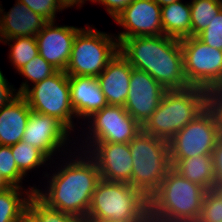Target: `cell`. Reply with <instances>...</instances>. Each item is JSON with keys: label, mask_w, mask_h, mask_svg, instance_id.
I'll use <instances>...</instances> for the list:
<instances>
[{"label": "cell", "mask_w": 222, "mask_h": 222, "mask_svg": "<svg viewBox=\"0 0 222 222\" xmlns=\"http://www.w3.org/2000/svg\"><path fill=\"white\" fill-rule=\"evenodd\" d=\"M58 159L57 163L56 160L51 161L53 166L50 164V168L56 170L44 172L43 178L47 180L44 184L47 186L45 184L43 189L38 185L35 194L51 208L86 219L92 195L101 179L97 165L79 149Z\"/></svg>", "instance_id": "1"}, {"label": "cell", "mask_w": 222, "mask_h": 222, "mask_svg": "<svg viewBox=\"0 0 222 222\" xmlns=\"http://www.w3.org/2000/svg\"><path fill=\"white\" fill-rule=\"evenodd\" d=\"M119 53L138 70L151 75L166 90H182L189 86L183 64L180 39L139 36L119 42Z\"/></svg>", "instance_id": "2"}, {"label": "cell", "mask_w": 222, "mask_h": 222, "mask_svg": "<svg viewBox=\"0 0 222 222\" xmlns=\"http://www.w3.org/2000/svg\"><path fill=\"white\" fill-rule=\"evenodd\" d=\"M206 191L172 167L149 198L150 222H197Z\"/></svg>", "instance_id": "3"}, {"label": "cell", "mask_w": 222, "mask_h": 222, "mask_svg": "<svg viewBox=\"0 0 222 222\" xmlns=\"http://www.w3.org/2000/svg\"><path fill=\"white\" fill-rule=\"evenodd\" d=\"M210 105V92L199 87L167 90L142 131L169 142Z\"/></svg>", "instance_id": "4"}, {"label": "cell", "mask_w": 222, "mask_h": 222, "mask_svg": "<svg viewBox=\"0 0 222 222\" xmlns=\"http://www.w3.org/2000/svg\"><path fill=\"white\" fill-rule=\"evenodd\" d=\"M150 221L149 199L128 183L100 179L86 220Z\"/></svg>", "instance_id": "5"}, {"label": "cell", "mask_w": 222, "mask_h": 222, "mask_svg": "<svg viewBox=\"0 0 222 222\" xmlns=\"http://www.w3.org/2000/svg\"><path fill=\"white\" fill-rule=\"evenodd\" d=\"M129 149L133 160L131 186L149 199L172 168L169 143L141 131L129 142Z\"/></svg>", "instance_id": "6"}, {"label": "cell", "mask_w": 222, "mask_h": 222, "mask_svg": "<svg viewBox=\"0 0 222 222\" xmlns=\"http://www.w3.org/2000/svg\"><path fill=\"white\" fill-rule=\"evenodd\" d=\"M118 52L119 42L115 34L97 30L88 23L74 38L65 73L68 76L97 77Z\"/></svg>", "instance_id": "7"}, {"label": "cell", "mask_w": 222, "mask_h": 222, "mask_svg": "<svg viewBox=\"0 0 222 222\" xmlns=\"http://www.w3.org/2000/svg\"><path fill=\"white\" fill-rule=\"evenodd\" d=\"M22 96L31 110L49 115L61 121L76 136L75 130L81 123H75L77 116L70 102L69 76L65 71H57L52 76L29 87ZM75 124V125H74ZM77 127V128H76Z\"/></svg>", "instance_id": "8"}, {"label": "cell", "mask_w": 222, "mask_h": 222, "mask_svg": "<svg viewBox=\"0 0 222 222\" xmlns=\"http://www.w3.org/2000/svg\"><path fill=\"white\" fill-rule=\"evenodd\" d=\"M221 136L222 127L218 114L209 105L168 142L172 167L184 158L212 155Z\"/></svg>", "instance_id": "9"}, {"label": "cell", "mask_w": 222, "mask_h": 222, "mask_svg": "<svg viewBox=\"0 0 222 222\" xmlns=\"http://www.w3.org/2000/svg\"><path fill=\"white\" fill-rule=\"evenodd\" d=\"M82 125L79 128L80 135L76 136V145L79 146L76 149L79 150L88 142L129 143L142 131V126L129 115L124 106L109 104L94 112Z\"/></svg>", "instance_id": "10"}, {"label": "cell", "mask_w": 222, "mask_h": 222, "mask_svg": "<svg viewBox=\"0 0 222 222\" xmlns=\"http://www.w3.org/2000/svg\"><path fill=\"white\" fill-rule=\"evenodd\" d=\"M180 44L189 86L209 92L222 87V50L206 45L196 36L180 39Z\"/></svg>", "instance_id": "11"}, {"label": "cell", "mask_w": 222, "mask_h": 222, "mask_svg": "<svg viewBox=\"0 0 222 222\" xmlns=\"http://www.w3.org/2000/svg\"><path fill=\"white\" fill-rule=\"evenodd\" d=\"M72 135L74 134L57 118L31 110L22 141L32 144L54 161L76 148L77 140Z\"/></svg>", "instance_id": "12"}, {"label": "cell", "mask_w": 222, "mask_h": 222, "mask_svg": "<svg viewBox=\"0 0 222 222\" xmlns=\"http://www.w3.org/2000/svg\"><path fill=\"white\" fill-rule=\"evenodd\" d=\"M81 150L95 161L101 179L131 185L133 160L129 143L88 142Z\"/></svg>", "instance_id": "13"}, {"label": "cell", "mask_w": 222, "mask_h": 222, "mask_svg": "<svg viewBox=\"0 0 222 222\" xmlns=\"http://www.w3.org/2000/svg\"><path fill=\"white\" fill-rule=\"evenodd\" d=\"M114 22L123 29L115 33L118 42L132 37L163 35L161 6L154 0H134Z\"/></svg>", "instance_id": "14"}, {"label": "cell", "mask_w": 222, "mask_h": 222, "mask_svg": "<svg viewBox=\"0 0 222 222\" xmlns=\"http://www.w3.org/2000/svg\"><path fill=\"white\" fill-rule=\"evenodd\" d=\"M166 91L151 75L132 67L124 108L142 126L158 108Z\"/></svg>", "instance_id": "15"}, {"label": "cell", "mask_w": 222, "mask_h": 222, "mask_svg": "<svg viewBox=\"0 0 222 222\" xmlns=\"http://www.w3.org/2000/svg\"><path fill=\"white\" fill-rule=\"evenodd\" d=\"M48 22L36 35L39 55L58 71H65L75 36L81 27Z\"/></svg>", "instance_id": "16"}, {"label": "cell", "mask_w": 222, "mask_h": 222, "mask_svg": "<svg viewBox=\"0 0 222 222\" xmlns=\"http://www.w3.org/2000/svg\"><path fill=\"white\" fill-rule=\"evenodd\" d=\"M0 1V42L14 37H36L48 21L15 0L8 12Z\"/></svg>", "instance_id": "17"}, {"label": "cell", "mask_w": 222, "mask_h": 222, "mask_svg": "<svg viewBox=\"0 0 222 222\" xmlns=\"http://www.w3.org/2000/svg\"><path fill=\"white\" fill-rule=\"evenodd\" d=\"M69 87L71 106L81 126L82 121L107 105L97 77L69 76Z\"/></svg>", "instance_id": "18"}, {"label": "cell", "mask_w": 222, "mask_h": 222, "mask_svg": "<svg viewBox=\"0 0 222 222\" xmlns=\"http://www.w3.org/2000/svg\"><path fill=\"white\" fill-rule=\"evenodd\" d=\"M132 66L118 52L97 76L107 104L124 106L130 87Z\"/></svg>", "instance_id": "19"}, {"label": "cell", "mask_w": 222, "mask_h": 222, "mask_svg": "<svg viewBox=\"0 0 222 222\" xmlns=\"http://www.w3.org/2000/svg\"><path fill=\"white\" fill-rule=\"evenodd\" d=\"M30 111L22 95L0 108V145L12 146L23 139Z\"/></svg>", "instance_id": "20"}, {"label": "cell", "mask_w": 222, "mask_h": 222, "mask_svg": "<svg viewBox=\"0 0 222 222\" xmlns=\"http://www.w3.org/2000/svg\"><path fill=\"white\" fill-rule=\"evenodd\" d=\"M179 0L161 7L163 34L176 39L191 36V9L189 2Z\"/></svg>", "instance_id": "21"}, {"label": "cell", "mask_w": 222, "mask_h": 222, "mask_svg": "<svg viewBox=\"0 0 222 222\" xmlns=\"http://www.w3.org/2000/svg\"><path fill=\"white\" fill-rule=\"evenodd\" d=\"M179 174L206 190L215 188L212 155L181 159L174 167Z\"/></svg>", "instance_id": "22"}, {"label": "cell", "mask_w": 222, "mask_h": 222, "mask_svg": "<svg viewBox=\"0 0 222 222\" xmlns=\"http://www.w3.org/2000/svg\"><path fill=\"white\" fill-rule=\"evenodd\" d=\"M21 188L9 186L0 192V222H18L21 214L27 209L30 197L36 186Z\"/></svg>", "instance_id": "23"}, {"label": "cell", "mask_w": 222, "mask_h": 222, "mask_svg": "<svg viewBox=\"0 0 222 222\" xmlns=\"http://www.w3.org/2000/svg\"><path fill=\"white\" fill-rule=\"evenodd\" d=\"M11 153L19 171L25 177L37 168L48 167L47 169H50L51 160L41 150L30 143L27 144L22 140L19 141L11 146Z\"/></svg>", "instance_id": "24"}, {"label": "cell", "mask_w": 222, "mask_h": 222, "mask_svg": "<svg viewBox=\"0 0 222 222\" xmlns=\"http://www.w3.org/2000/svg\"><path fill=\"white\" fill-rule=\"evenodd\" d=\"M0 43L9 46L7 56H9L10 64L13 65L15 72L39 54L36 37H14L2 40Z\"/></svg>", "instance_id": "25"}, {"label": "cell", "mask_w": 222, "mask_h": 222, "mask_svg": "<svg viewBox=\"0 0 222 222\" xmlns=\"http://www.w3.org/2000/svg\"><path fill=\"white\" fill-rule=\"evenodd\" d=\"M191 36L205 30L222 9V0H191Z\"/></svg>", "instance_id": "26"}, {"label": "cell", "mask_w": 222, "mask_h": 222, "mask_svg": "<svg viewBox=\"0 0 222 222\" xmlns=\"http://www.w3.org/2000/svg\"><path fill=\"white\" fill-rule=\"evenodd\" d=\"M57 71L58 70L56 68L38 54L35 58L18 70L17 73L24 78L19 89H16L18 94L22 95L30 86L52 76Z\"/></svg>", "instance_id": "27"}, {"label": "cell", "mask_w": 222, "mask_h": 222, "mask_svg": "<svg viewBox=\"0 0 222 222\" xmlns=\"http://www.w3.org/2000/svg\"><path fill=\"white\" fill-rule=\"evenodd\" d=\"M27 209L40 222H86L85 218L49 207L35 193L30 197Z\"/></svg>", "instance_id": "28"}, {"label": "cell", "mask_w": 222, "mask_h": 222, "mask_svg": "<svg viewBox=\"0 0 222 222\" xmlns=\"http://www.w3.org/2000/svg\"><path fill=\"white\" fill-rule=\"evenodd\" d=\"M0 177L10 186L25 187L23 180L27 179L16 165L11 153V146L0 145Z\"/></svg>", "instance_id": "29"}, {"label": "cell", "mask_w": 222, "mask_h": 222, "mask_svg": "<svg viewBox=\"0 0 222 222\" xmlns=\"http://www.w3.org/2000/svg\"><path fill=\"white\" fill-rule=\"evenodd\" d=\"M197 222H222V197L215 190H207Z\"/></svg>", "instance_id": "30"}, {"label": "cell", "mask_w": 222, "mask_h": 222, "mask_svg": "<svg viewBox=\"0 0 222 222\" xmlns=\"http://www.w3.org/2000/svg\"><path fill=\"white\" fill-rule=\"evenodd\" d=\"M23 3L28 9L38 13L48 22L56 21L58 12L64 11L59 0H18Z\"/></svg>", "instance_id": "31"}, {"label": "cell", "mask_w": 222, "mask_h": 222, "mask_svg": "<svg viewBox=\"0 0 222 222\" xmlns=\"http://www.w3.org/2000/svg\"><path fill=\"white\" fill-rule=\"evenodd\" d=\"M196 37L206 45L222 50V9L216 14L209 26Z\"/></svg>", "instance_id": "32"}, {"label": "cell", "mask_w": 222, "mask_h": 222, "mask_svg": "<svg viewBox=\"0 0 222 222\" xmlns=\"http://www.w3.org/2000/svg\"><path fill=\"white\" fill-rule=\"evenodd\" d=\"M134 0H92V4L97 3L98 5L103 6L106 10L107 14L111 17V19H115L124 8L133 2Z\"/></svg>", "instance_id": "33"}, {"label": "cell", "mask_w": 222, "mask_h": 222, "mask_svg": "<svg viewBox=\"0 0 222 222\" xmlns=\"http://www.w3.org/2000/svg\"><path fill=\"white\" fill-rule=\"evenodd\" d=\"M215 186L222 184V136L212 151Z\"/></svg>", "instance_id": "34"}, {"label": "cell", "mask_w": 222, "mask_h": 222, "mask_svg": "<svg viewBox=\"0 0 222 222\" xmlns=\"http://www.w3.org/2000/svg\"><path fill=\"white\" fill-rule=\"evenodd\" d=\"M11 84L12 83L8 81L7 77H4L0 81V108L9 104L19 95L16 90L17 87Z\"/></svg>", "instance_id": "35"}, {"label": "cell", "mask_w": 222, "mask_h": 222, "mask_svg": "<svg viewBox=\"0 0 222 222\" xmlns=\"http://www.w3.org/2000/svg\"><path fill=\"white\" fill-rule=\"evenodd\" d=\"M210 105L216 110L220 124H222V87L210 92Z\"/></svg>", "instance_id": "36"}, {"label": "cell", "mask_w": 222, "mask_h": 222, "mask_svg": "<svg viewBox=\"0 0 222 222\" xmlns=\"http://www.w3.org/2000/svg\"><path fill=\"white\" fill-rule=\"evenodd\" d=\"M86 1L92 2V0H59L63 8L66 10L69 8L72 9L74 6L77 7V10H81L80 8L83 7Z\"/></svg>", "instance_id": "37"}, {"label": "cell", "mask_w": 222, "mask_h": 222, "mask_svg": "<svg viewBox=\"0 0 222 222\" xmlns=\"http://www.w3.org/2000/svg\"><path fill=\"white\" fill-rule=\"evenodd\" d=\"M18 222H40L28 209L20 216Z\"/></svg>", "instance_id": "38"}, {"label": "cell", "mask_w": 222, "mask_h": 222, "mask_svg": "<svg viewBox=\"0 0 222 222\" xmlns=\"http://www.w3.org/2000/svg\"><path fill=\"white\" fill-rule=\"evenodd\" d=\"M86 222H150V221H115V220H86Z\"/></svg>", "instance_id": "39"}, {"label": "cell", "mask_w": 222, "mask_h": 222, "mask_svg": "<svg viewBox=\"0 0 222 222\" xmlns=\"http://www.w3.org/2000/svg\"><path fill=\"white\" fill-rule=\"evenodd\" d=\"M158 5H160L161 7L167 4H170L172 2H176L179 0H154Z\"/></svg>", "instance_id": "40"}, {"label": "cell", "mask_w": 222, "mask_h": 222, "mask_svg": "<svg viewBox=\"0 0 222 222\" xmlns=\"http://www.w3.org/2000/svg\"><path fill=\"white\" fill-rule=\"evenodd\" d=\"M10 185H8L1 177H0V192L4 191L6 188H8Z\"/></svg>", "instance_id": "41"}, {"label": "cell", "mask_w": 222, "mask_h": 222, "mask_svg": "<svg viewBox=\"0 0 222 222\" xmlns=\"http://www.w3.org/2000/svg\"><path fill=\"white\" fill-rule=\"evenodd\" d=\"M214 189H215V190L219 193V195L222 197V184L215 186Z\"/></svg>", "instance_id": "42"}, {"label": "cell", "mask_w": 222, "mask_h": 222, "mask_svg": "<svg viewBox=\"0 0 222 222\" xmlns=\"http://www.w3.org/2000/svg\"><path fill=\"white\" fill-rule=\"evenodd\" d=\"M5 77V74L3 75L2 70L0 69V81Z\"/></svg>", "instance_id": "43"}]
</instances>
